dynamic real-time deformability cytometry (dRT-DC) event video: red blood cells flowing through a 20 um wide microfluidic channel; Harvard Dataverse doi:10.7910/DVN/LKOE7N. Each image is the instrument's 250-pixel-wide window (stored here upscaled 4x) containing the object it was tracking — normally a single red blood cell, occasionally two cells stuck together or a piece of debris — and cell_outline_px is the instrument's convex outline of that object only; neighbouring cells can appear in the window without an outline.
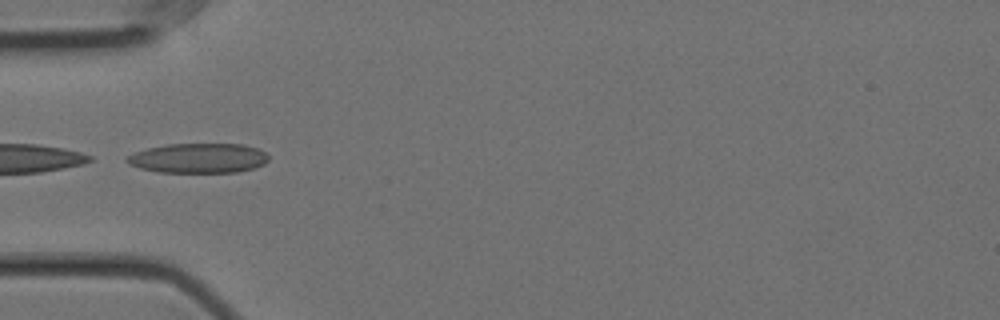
{"species": "Egyptian fruit bat (a non-hibernating species)", "species_latin": "Rousettus aegyptiacus", "temperature_condition": "cold", "stored_images_in_passage": 38, "camera_frame_rate_fps": 3000, "um_per_image_px": 0.085, "animal": {"sex": "female"}, "frame": {"image": 1, "passage_image": 1, "time_ms": 0.0, "image_size_px": [1000, 320], "cell_outline_px": [[268, 160], [264, 164], [252, 168], [236, 172], [160, 172], [140, 168], [128, 164], [124, 160], [124, 156], [148, 148], [168, 144], [244, 144], [260, 148], [268, 156]], "centroid_in_image_um": [16.85, 13.43], "position_along_channel_um": 68.1, "area_um2": 24.62}, "authors_computed_cell_mechanics": {"area_um2": 22.9466, "velocity_mm_per_s": 3.562, "shape_relaxation_time_tau1_ms": 10.6718, "shape_relaxation_time_tau2_ms": 2.6353, "deformation_change_tau1": 0.2174, "deformation_change_tau2": 0.1072}}